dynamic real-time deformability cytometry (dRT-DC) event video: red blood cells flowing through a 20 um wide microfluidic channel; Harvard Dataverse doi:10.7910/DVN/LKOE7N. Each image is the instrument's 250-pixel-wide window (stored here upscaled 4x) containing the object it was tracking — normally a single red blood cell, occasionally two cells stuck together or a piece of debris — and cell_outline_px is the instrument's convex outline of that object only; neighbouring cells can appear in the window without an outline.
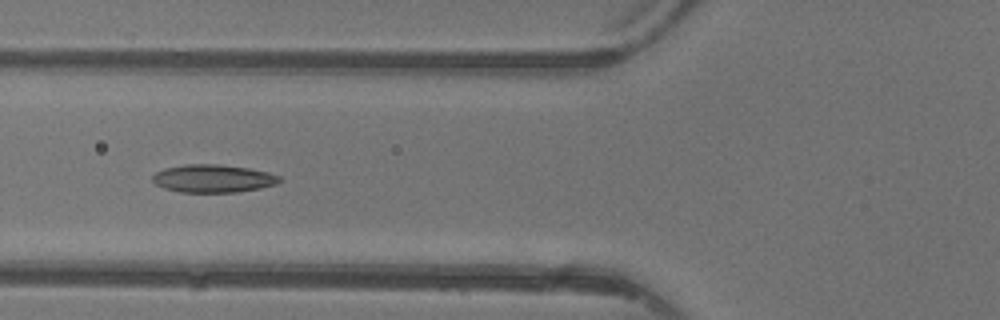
{"species": "common noctule bat (a hibernating species)", "species_latin": "Nyctalus noctula", "temperature_condition": "warm", "stored_images_in_passage": 6, "camera_frame_rate_fps": 3000, "um_per_image_px": 0.085, "animal": {"sex": "female"}, "frame": {"image": 1, "passage_image": 6, "time_ms": 6.0, "image_size_px": [1000, 320], "cell_outline_px": [[284, 180], [276, 184], [260, 188], [236, 192], [180, 192], [164, 188], [156, 184], [152, 180], [152, 176], [156, 172], [164, 168], [184, 164], [216, 164], [248, 168], [268, 172], [280, 176]], "centroid_in_image_um": [18.12, 15.17], "position_along_channel_um": 107.7, "area_um2": 20.69}}